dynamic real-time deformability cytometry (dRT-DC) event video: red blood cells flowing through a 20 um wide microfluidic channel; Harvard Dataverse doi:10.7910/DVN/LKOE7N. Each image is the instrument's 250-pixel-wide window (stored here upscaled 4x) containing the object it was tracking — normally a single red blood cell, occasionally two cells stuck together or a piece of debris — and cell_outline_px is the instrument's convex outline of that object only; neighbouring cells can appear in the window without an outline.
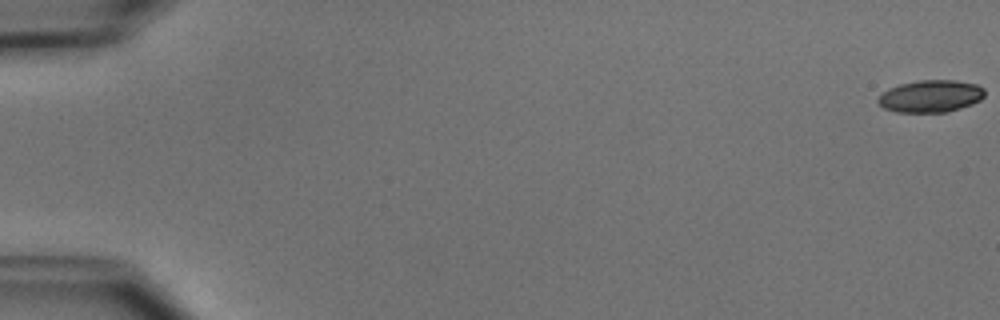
{"species": "common noctule bat (a hibernating species)", "species_latin": "Nyctalus noctula", "temperature_condition": "cold", "stored_images_in_passage": 53, "camera_frame_rate_fps": 3000, "um_per_image_px": 0.085, "animal": {"sex": "male", "body_mass_g": 15.6}, "frame": {"image": 1, "passage_image": 1, "time_ms": 0.0, "image_size_px": [1000, 320], "cell_outline_px": [[984, 96], [980, 100], [972, 104], [948, 112], [896, 112], [884, 108], [876, 100], [888, 88], [900, 84], [920, 80], [952, 80], [976, 84], [984, 88]], "centroid_in_image_um": [79.11, 8.18], "position_along_channel_um": 5.9, "area_um2": 19.94}}
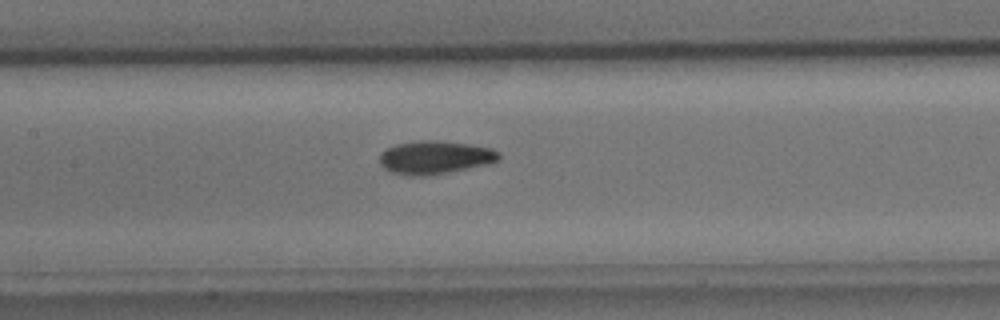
{"frame": {"image": 2, "passage_image": 26, "time_ms": 8.333, "image_size_px": [1000, 320], "cell_outline_px": [[500, 160], [488, 164], [428, 176], [408, 176], [388, 172], [380, 164], [380, 152], [396, 144], [420, 140], [436, 140], [472, 144], [492, 148], [500, 152]], "centroid_in_image_um": [36.97, 13.38], "position_along_channel_um": 170.4, "area_um2": 23.41}}
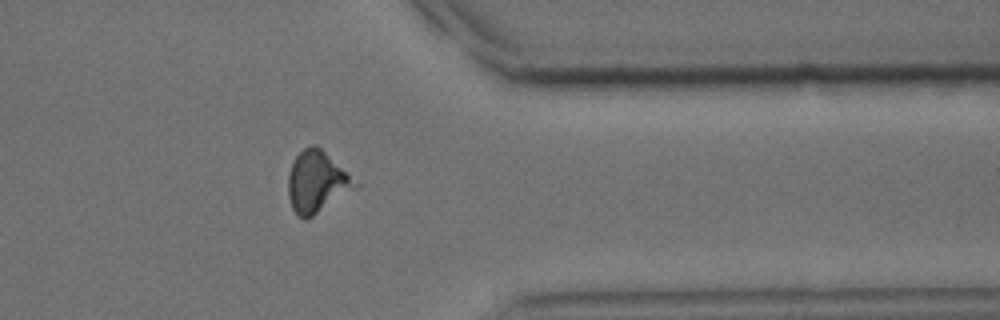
{"frame": {"image": 3, "passage_image": 43, "time_ms": 14.0, "image_size_px": [1000, 320], "cell_outline_px": [[360, 184], [356, 188], [308, 220], [304, 220], [296, 216], [292, 208], [288, 196], [288, 176], [292, 164], [296, 156], [304, 148], [312, 144], [316, 144]], "centroid_in_image_um": [26.91, 15.5], "position_along_channel_um": 384.5, "area_um2": 23.99}, "authors_computed_cell_mechanics": {"area_um2": 22.3108, "velocity_mm_per_s": 3.929, "shape_relaxation_time_tau1_ms": 2.3085, "shape_relaxation_time_tau2_ms": 9.2071, "deformation_change_tau1": 0.0564, "deformation_change_tau2": 0.2263}}